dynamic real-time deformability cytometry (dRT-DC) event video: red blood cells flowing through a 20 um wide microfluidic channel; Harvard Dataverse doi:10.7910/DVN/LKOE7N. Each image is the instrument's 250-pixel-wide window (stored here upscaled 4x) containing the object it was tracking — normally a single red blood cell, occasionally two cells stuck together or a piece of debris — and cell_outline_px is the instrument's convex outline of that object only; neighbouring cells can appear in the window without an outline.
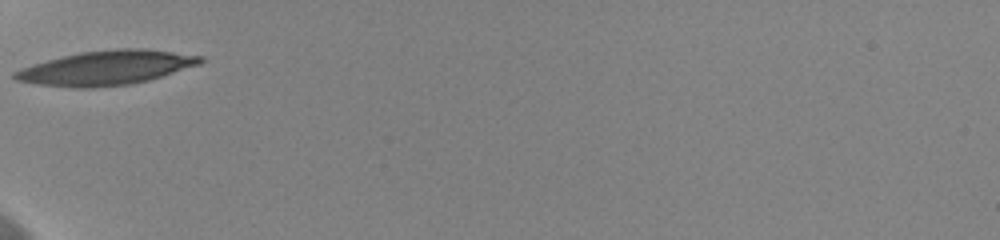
{"species": "human", "species_latin": "Homo sapiens", "temperature_condition": "cold", "stored_images_in_passage": 19, "camera_frame_rate_fps": 3000, "um_per_image_px": 0.085, "donor": {"sex": "female"}, "frame": {"image": 1, "passage_image": 1, "time_ms": 0.0, "image_size_px": [1000, 240], "cell_outline_px": [[204, 60], [200, 64], [148, 80], [132, 84], [92, 88], [72, 88], [36, 84], [16, 80], [12, 76], [12, 72], [20, 68], [32, 64], [80, 52], [120, 48], [144, 48], [204, 56]], "centroid_in_image_um": [9.01, 5.77], "position_along_channel_um": 76.0, "area_um2": 37.17}}
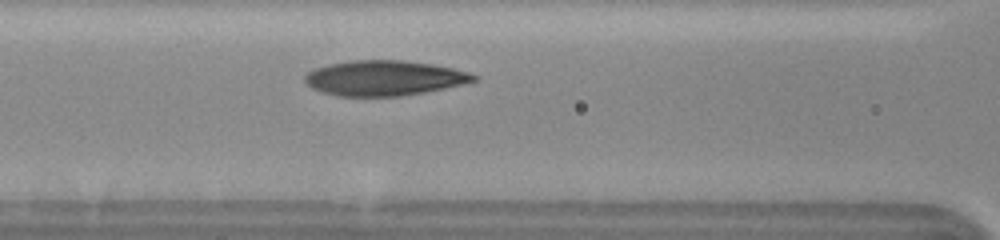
{"frame": {"image": 2, "passage_image": 4, "time_ms": 1.0, "image_size_px": [1000, 240], "cell_outline_px": [[480, 76], [476, 80], [444, 88], [424, 92], [400, 96], [340, 96], [324, 92], [312, 88], [304, 80], [304, 76], [308, 72], [316, 68], [328, 64], [352, 60], [404, 60], [432, 64], [452, 68], [468, 72]], "centroid_in_image_um": [32.65, 6.62], "position_along_channel_um": 133.9, "area_um2": 34.33}}